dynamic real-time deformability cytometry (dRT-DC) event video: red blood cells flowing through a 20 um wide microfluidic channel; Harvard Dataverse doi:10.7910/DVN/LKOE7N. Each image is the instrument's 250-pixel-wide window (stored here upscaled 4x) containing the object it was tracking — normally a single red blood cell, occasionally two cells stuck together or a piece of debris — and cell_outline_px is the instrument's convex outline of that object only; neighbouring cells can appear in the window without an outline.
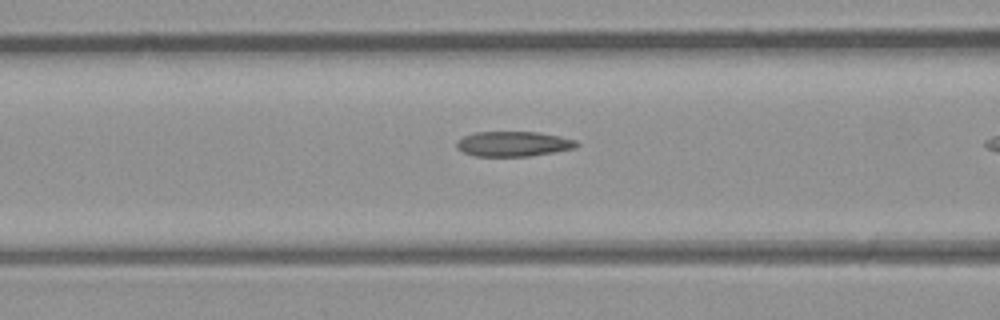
{"species": "common noctule bat (a hibernating species)", "species_latin": "Nyctalus noctula", "temperature_condition": "room temperature", "stored_images_in_passage": 7, "camera_frame_rate_fps": 3000, "um_per_image_px": 0.085, "animal": {"sex": "male", "body_mass_g": 23.1, "forearm_length_mm": 52.7}, "frame": {"image": 1, "passage_image": 6, "time_ms": 1.667, "image_size_px": [1000, 320], "cell_outline_px": [[580, 144], [572, 148], [552, 152], [528, 156], [476, 156], [464, 152], [456, 148], [456, 144], [464, 136], [476, 132], [536, 132], [560, 136], [576, 140]], "centroid_in_image_um": [43.63, 12.22], "position_along_channel_um": 123.0, "area_um2": 17.22}}